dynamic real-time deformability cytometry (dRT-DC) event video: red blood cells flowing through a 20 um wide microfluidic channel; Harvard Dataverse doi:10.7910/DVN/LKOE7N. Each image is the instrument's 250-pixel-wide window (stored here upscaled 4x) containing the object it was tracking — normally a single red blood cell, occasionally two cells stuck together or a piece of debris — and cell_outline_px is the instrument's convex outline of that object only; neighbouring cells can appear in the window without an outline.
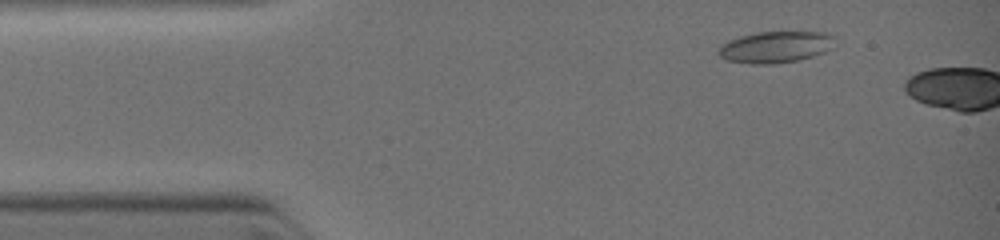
{"species": "common noctule bat (a hibernating species)", "species_latin": "Nyctalus noctula", "temperature_condition": "warm", "stored_images_in_passage": 3, "camera_frame_rate_fps": 3000, "um_per_image_px": 0.085, "animal": {"sex": "female", "body_mass_g": 19.0, "forearm_length_mm": 51.5}, "frame": {"image": 1, "passage_image": 2, "time_ms": 1.0, "image_size_px": [1000, 240], "cell_outline_px": [[836, 36], [832, 48], [824, 52], [800, 60], [776, 64], [752, 64], [724, 60], [720, 56], [720, 44], [728, 40], [740, 36], [756, 32], [828, 32]], "centroid_in_image_um": [65.94, 4.0], "position_along_channel_um": 19.1, "area_um2": 21.62}}